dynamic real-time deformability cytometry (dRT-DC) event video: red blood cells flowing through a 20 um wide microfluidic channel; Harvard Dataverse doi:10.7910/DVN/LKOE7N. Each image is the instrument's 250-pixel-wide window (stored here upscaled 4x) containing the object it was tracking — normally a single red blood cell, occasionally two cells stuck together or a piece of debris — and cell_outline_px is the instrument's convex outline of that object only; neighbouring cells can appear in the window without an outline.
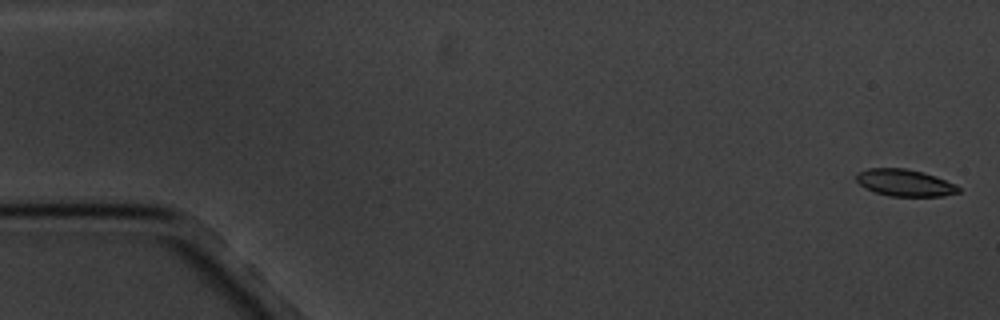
{"species": "common noctule bat (a hibernating species)", "species_latin": "Nyctalus noctula", "temperature_condition": "cold", "stored_images_in_passage": 9, "camera_frame_rate_fps": 3000, "um_per_image_px": 0.085, "animal": {"sex": "male", "body_mass_g": 20.1, "forearm_length_mm": 53.5}, "frame": {"image": 1, "passage_image": 1, "time_ms": 0.0, "image_size_px": [1000, 320], "cell_outline_px": [[960, 192], [944, 196], [888, 196], [864, 188], [856, 180], [856, 172], [868, 168], [904, 168], [924, 172], [936, 176], [956, 184], [960, 188]], "centroid_in_image_um": [76.91, 15.53], "position_along_channel_um": 8.1, "area_um2": 16.18}}
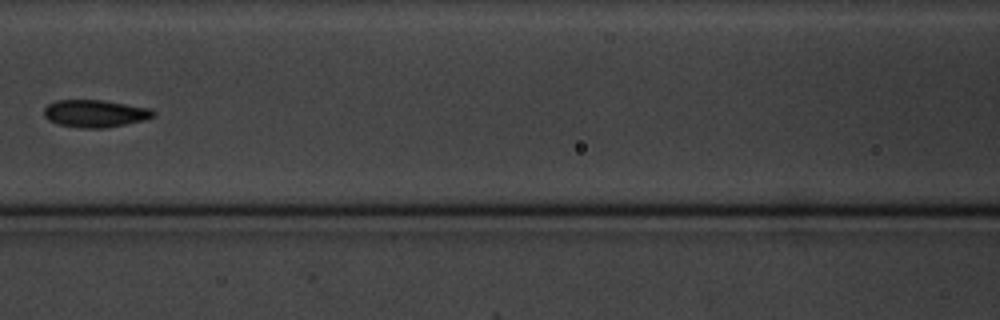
{"frame": {"image": 2, "passage_image": 8, "time_ms": 8.333, "image_size_px": [1000, 320], "cell_outline_px": [[156, 116], [144, 120], [104, 128], [80, 128], [56, 124], [48, 120], [44, 116], [44, 108], [48, 104], [56, 100], [104, 100], [152, 108], [156, 112]], "centroid_in_image_um": [8.09, 9.64], "position_along_channel_um": 158.5, "area_um2": 17.69}}
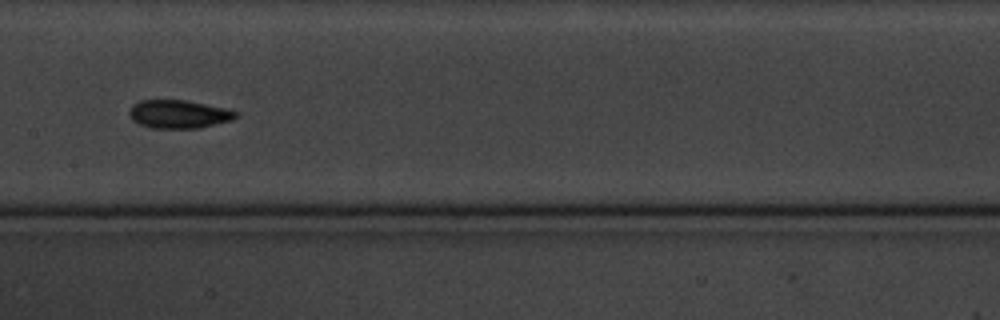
{"frame": {"image": 3, "passage_image": 9, "time_ms": 9.333, "image_size_px": [1000, 320], "cell_outline_px": [[236, 116], [232, 120], [200, 128], [152, 128], [140, 124], [132, 120], [128, 112], [132, 104], [140, 100], [184, 100], [224, 108], [236, 112]], "centroid_in_image_um": [15.14, 9.7], "position_along_channel_um": 192.3, "area_um2": 17.4}}